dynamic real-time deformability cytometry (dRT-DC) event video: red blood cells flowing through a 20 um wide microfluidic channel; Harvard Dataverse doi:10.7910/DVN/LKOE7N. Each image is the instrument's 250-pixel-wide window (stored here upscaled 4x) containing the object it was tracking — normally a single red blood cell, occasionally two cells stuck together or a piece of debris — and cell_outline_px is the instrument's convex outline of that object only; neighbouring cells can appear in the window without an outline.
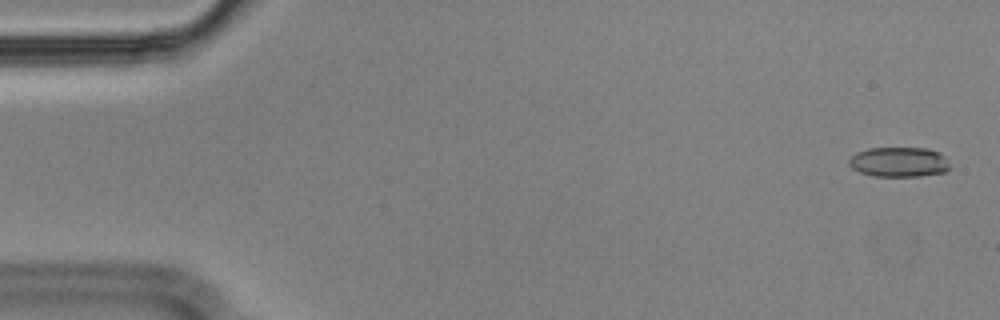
{"species": "Egyptian fruit bat (a non-hibernating species)", "species_latin": "Rousettus aegyptiacus", "temperature_condition": "cold", "stored_images_in_passage": 57, "camera_frame_rate_fps": 3000, "um_per_image_px": 0.085, "animal": {"sex": "male"}, "frame": {"image": 1, "passage_image": 2, "time_ms": 0.333, "image_size_px": [1000, 320], "cell_outline_px": [[948, 168], [944, 172], [920, 176], [872, 176], [860, 172], [852, 168], [848, 164], [848, 160], [856, 152], [868, 148], [928, 148], [940, 152], [944, 156], [948, 164]], "centroid_in_image_um": [76.38, 13.76], "position_along_channel_um": 8.6, "area_um2": 17.57}}
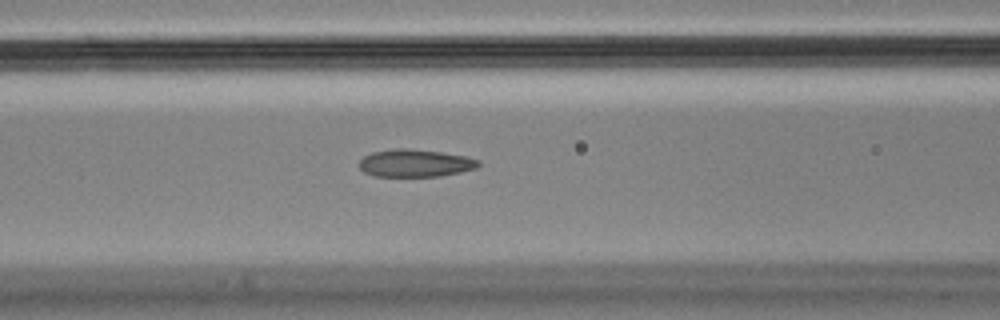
{"frame": {"image": 2, "passage_image": 23, "time_ms": 7.333, "image_size_px": [1000, 320], "cell_outline_px": [[480, 164], [476, 168], [460, 172], [440, 176], [376, 176], [364, 172], [360, 168], [360, 160], [364, 156], [372, 152], [392, 148], [408, 148], [440, 152], [468, 156], [480, 160]], "centroid_in_image_um": [35.31, 13.85], "position_along_channel_um": 131.3, "area_um2": 19.19}}
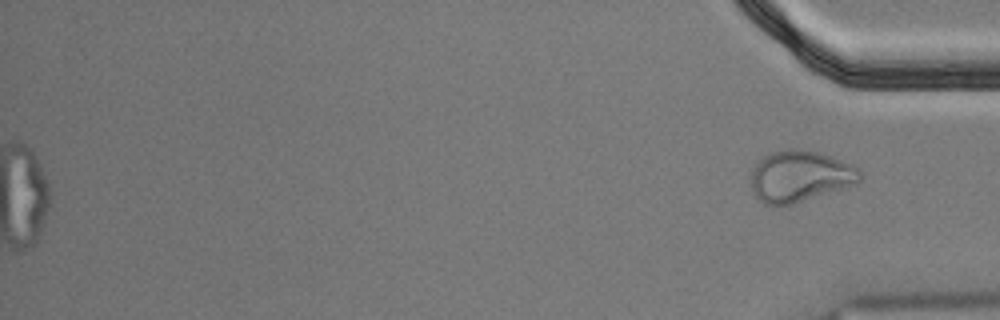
{"frame": {"image": 3, "passage_image": 57, "time_ms": 18.667, "image_size_px": [1000, 320], "cell_outline_px": [[864, 176], [856, 184], [844, 188], [792, 204], [776, 208], [764, 204], [756, 196], [752, 188], [752, 168], [764, 156], [772, 152], [788, 148], [800, 148], [820, 152], [852, 164]], "centroid_in_image_um": [68.0, 14.99], "position_along_channel_um": 367.2, "area_um2": 32.89}, "authors_computed_cell_mechanics": {"area_um2": 19.5942, "velocity_mm_per_s": 3.5917, "shape_relaxation_time_tau1_ms": null, "shape_relaxation_time_tau2_ms": 2.493, "deformation_change_tau1": null, "deformation_change_tau2": 0.1014}}